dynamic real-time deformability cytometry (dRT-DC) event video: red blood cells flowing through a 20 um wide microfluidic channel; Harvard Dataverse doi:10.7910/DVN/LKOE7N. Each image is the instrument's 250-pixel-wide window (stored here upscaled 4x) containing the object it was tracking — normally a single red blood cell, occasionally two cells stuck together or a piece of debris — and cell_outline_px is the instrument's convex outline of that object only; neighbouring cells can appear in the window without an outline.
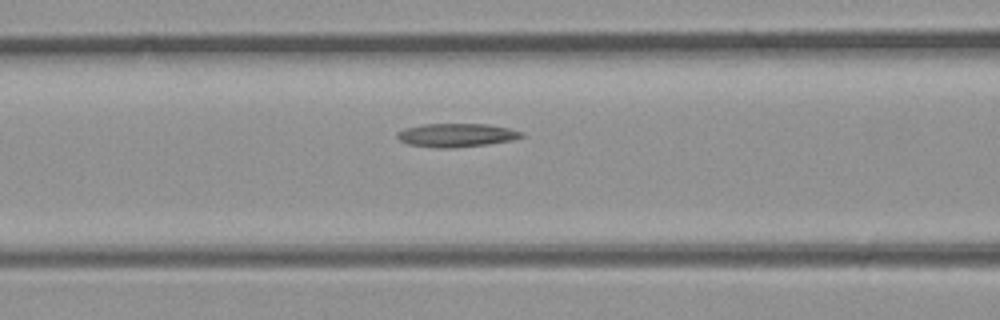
{"species": "common noctule bat (a hibernating species)", "species_latin": "Nyctalus noctula", "temperature_condition": "room temperature", "stored_images_in_passage": 22, "camera_frame_rate_fps": 3000, "um_per_image_px": 0.085, "animal": {"sex": "male", "body_mass_g": 23.1, "forearm_length_mm": 52.7}, "frame": {"image": 1, "passage_image": 8, "time_ms": 2.333, "image_size_px": [1000, 320], "cell_outline_px": [[524, 136], [512, 140], [488, 144], [452, 148], [440, 148], [408, 144], [400, 140], [396, 136], [396, 132], [404, 128], [424, 124], [484, 124], [508, 128], [524, 132]], "centroid_in_image_um": [38.78, 11.49], "position_along_channel_um": 127.8, "area_um2": 16.99}}
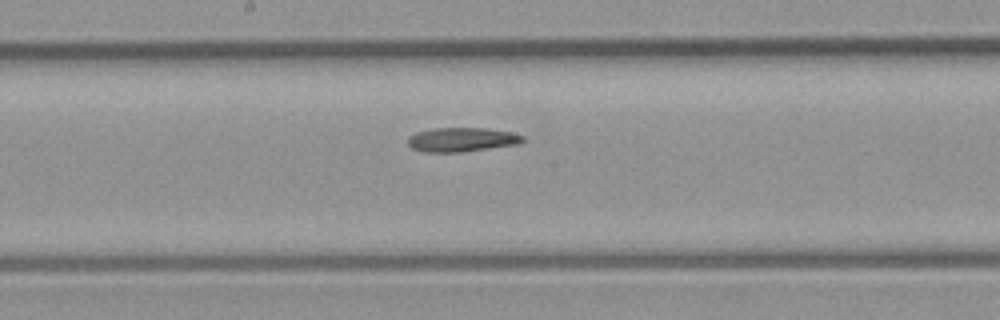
{"frame": {"image": 2, "passage_image": 12, "time_ms": 3.667, "image_size_px": [1000, 320], "cell_outline_px": [[524, 140], [520, 144], [460, 152], [424, 152], [412, 148], [408, 144], [408, 140], [416, 132], [436, 128], [488, 128], [512, 132], [524, 136]], "centroid_in_image_um": [39.3, 11.87], "position_along_channel_um": 208.9, "area_um2": 16.13}}
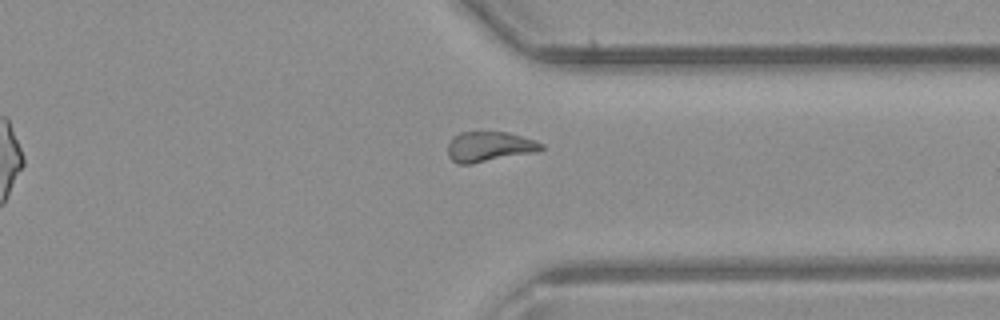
{"frame": {"image": 3, "passage_image": 20, "time_ms": 6.333, "image_size_px": [1000, 320], "cell_outline_px": [[544, 148], [536, 152], [472, 164], [456, 164], [448, 156], [448, 144], [460, 132], [508, 132], [536, 140], [544, 144]], "centroid_in_image_um": [41.62, 12.48], "position_along_channel_um": 369.8, "area_um2": 16.47}}